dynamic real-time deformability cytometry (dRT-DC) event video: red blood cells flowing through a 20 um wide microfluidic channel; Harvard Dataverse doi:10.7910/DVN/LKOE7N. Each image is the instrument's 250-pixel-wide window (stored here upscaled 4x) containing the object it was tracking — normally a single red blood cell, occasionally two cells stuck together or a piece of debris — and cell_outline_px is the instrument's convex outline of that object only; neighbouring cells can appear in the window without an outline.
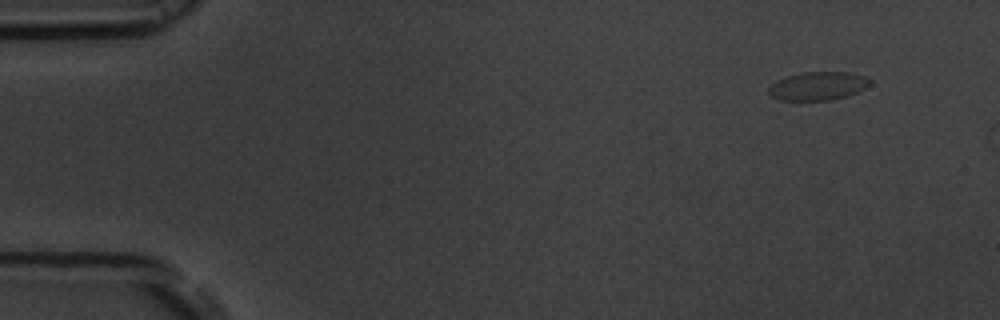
{"species": "common noctule bat (a hibernating species)", "species_latin": "Nyctalus noctula", "temperature_condition": "room temperature", "stored_images_in_passage": 2, "camera_frame_rate_fps": 3000, "um_per_image_px": 0.085, "animal": {"sex": "male", "body_mass_g": 19.5, "forearm_length_mm": 54.6}, "frame": {"image": 1, "passage_image": 1, "time_ms": 0.0, "image_size_px": [1000, 320], "cell_outline_px": [[872, 84], [856, 92], [832, 100], [780, 100], [772, 96], [768, 92], [768, 88], [776, 80], [784, 76], [800, 72], [848, 72], [864, 76], [872, 80]], "centroid_in_image_um": [69.5, 7.29], "position_along_channel_um": 15.5, "area_um2": 16.82}}